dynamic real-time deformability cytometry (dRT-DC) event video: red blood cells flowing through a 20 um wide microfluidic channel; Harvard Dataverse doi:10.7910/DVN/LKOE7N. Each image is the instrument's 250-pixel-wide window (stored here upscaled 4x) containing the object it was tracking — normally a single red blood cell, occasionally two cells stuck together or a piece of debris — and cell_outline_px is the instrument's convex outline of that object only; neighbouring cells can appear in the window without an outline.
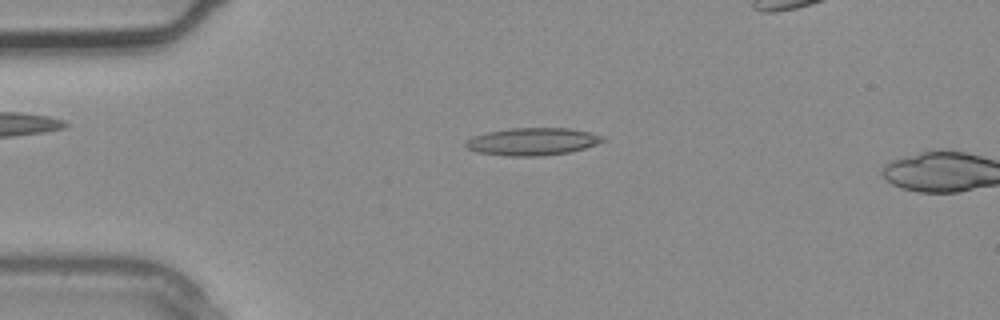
{"species": "common noctule bat (a hibernating species)", "species_latin": "Nyctalus noctula", "temperature_condition": "warm", "stored_images_in_passage": 3, "camera_frame_rate_fps": 3000, "um_per_image_px": 0.085, "animal": {"sex": "male", "body_mass_g": 20.4}, "frame": {"image": 1, "passage_image": 2, "time_ms": 0.333, "image_size_px": [1000, 320], "cell_outline_px": [[604, 140], [596, 144], [584, 148], [568, 152], [540, 156], [504, 156], [476, 152], [468, 148], [464, 144], [472, 136], [488, 132], [508, 128], [572, 128], [604, 136]], "centroid_in_image_um": [45.23, 12.03], "position_along_channel_um": 39.8, "area_um2": 21.91}}